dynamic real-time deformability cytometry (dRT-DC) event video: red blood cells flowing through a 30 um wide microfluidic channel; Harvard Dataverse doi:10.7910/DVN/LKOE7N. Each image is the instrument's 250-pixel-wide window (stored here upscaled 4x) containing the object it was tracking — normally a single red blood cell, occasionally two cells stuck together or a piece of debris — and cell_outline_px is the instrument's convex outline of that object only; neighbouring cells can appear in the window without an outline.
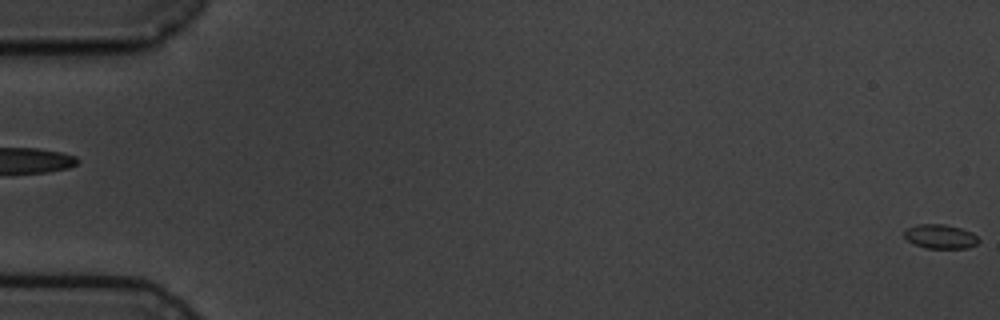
{"species": "common noctule bat (a hibernating species)", "species_latin": "Nyctalus noctula", "temperature_condition": "cold", "stored_images_in_passage": 5, "segment_of_instrument_passage": [2, 2], "camera_frame_rate_fps": 3000, "um_per_image_px": 0.085, "animal": {"sex": "male", "body_mass_g": 19.5, "forearm_length_mm": 54.6}, "frame": {"image": 1, "passage_image": 5, "time_ms": 4.333, "image_size_px": [1000, 320], "cell_outline_px": [[980, 240], [976, 244], [968, 248], [924, 248], [912, 244], [904, 236], [904, 228], [916, 224], [944, 224], [960, 228], [972, 232]], "centroid_in_image_um": [79.89, 20.1], "position_along_channel_um": 5.1, "area_um2": 10.64}}